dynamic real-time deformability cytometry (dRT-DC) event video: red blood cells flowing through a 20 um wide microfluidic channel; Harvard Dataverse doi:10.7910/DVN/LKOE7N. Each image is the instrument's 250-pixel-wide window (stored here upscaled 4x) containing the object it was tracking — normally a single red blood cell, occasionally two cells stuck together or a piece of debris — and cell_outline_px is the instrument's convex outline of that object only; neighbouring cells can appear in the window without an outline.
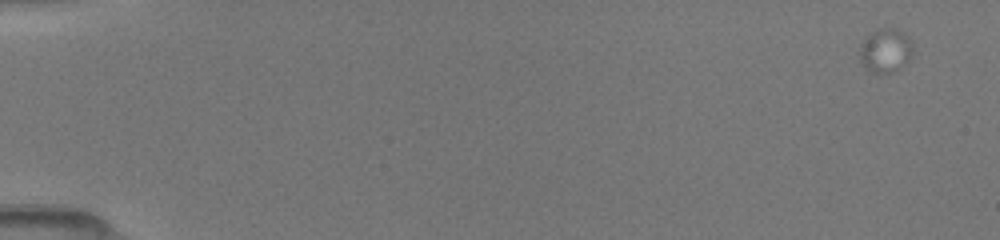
{"species": "common noctule bat (a hibernating species)", "species_latin": "Nyctalus noctula", "temperature_condition": "room temperature", "stored_images_in_passage": 11, "camera_frame_rate_fps": 3000, "um_per_image_px": 0.085, "animal": {"sex": "female", "body_mass_g": 19.5, "forearm_length_mm": 54.1}, "frame": {"image": 1, "passage_image": 1, "time_ms": 0.0, "image_size_px": [1000, 240], "cell_outline_px": [[912, 56], [908, 60], [892, 72], [872, 72], [860, 60], [860, 44], [872, 32], [884, 28], [896, 28], [908, 36], [912, 40]], "centroid_in_image_um": [75.29, 4.26], "position_along_channel_um": 9.7, "area_um2": 13.24}}